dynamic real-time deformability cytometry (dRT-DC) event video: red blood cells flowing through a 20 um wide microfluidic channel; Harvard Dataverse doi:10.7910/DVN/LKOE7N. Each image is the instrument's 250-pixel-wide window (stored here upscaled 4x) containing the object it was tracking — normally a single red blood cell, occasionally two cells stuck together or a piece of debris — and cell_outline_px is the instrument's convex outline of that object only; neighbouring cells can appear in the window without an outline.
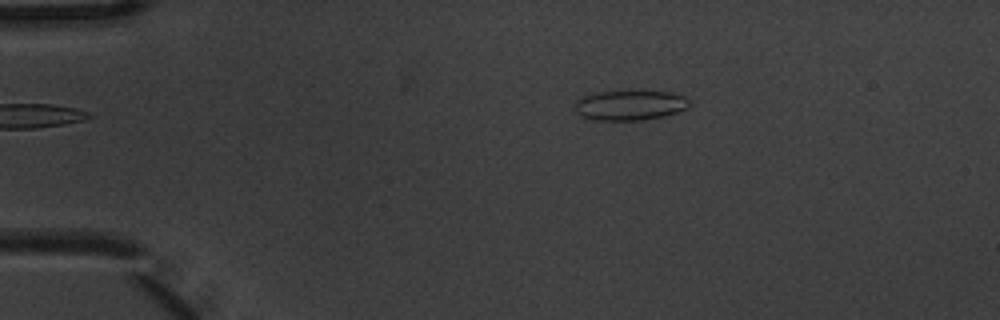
{"species": "common noctule bat (a hibernating species)", "species_latin": "Nyctalus noctula", "temperature_condition": "warm", "stored_images_in_passage": 3, "camera_frame_rate_fps": 3000, "um_per_image_px": 0.085, "animal": {"sex": "male", "body_mass_g": 20.1, "forearm_length_mm": 53.5}, "frame": {"image": 1, "passage_image": 3, "time_ms": 0.667, "image_size_px": [1000, 320], "cell_outline_px": [[692, 100], [688, 108], [664, 116], [644, 120], [596, 120], [580, 116], [576, 112], [576, 100], [580, 96], [596, 92], [628, 88], [668, 92], [684, 96]], "centroid_in_image_um": [53.55, 8.89], "position_along_channel_um": 31.5, "area_um2": 20.98}}